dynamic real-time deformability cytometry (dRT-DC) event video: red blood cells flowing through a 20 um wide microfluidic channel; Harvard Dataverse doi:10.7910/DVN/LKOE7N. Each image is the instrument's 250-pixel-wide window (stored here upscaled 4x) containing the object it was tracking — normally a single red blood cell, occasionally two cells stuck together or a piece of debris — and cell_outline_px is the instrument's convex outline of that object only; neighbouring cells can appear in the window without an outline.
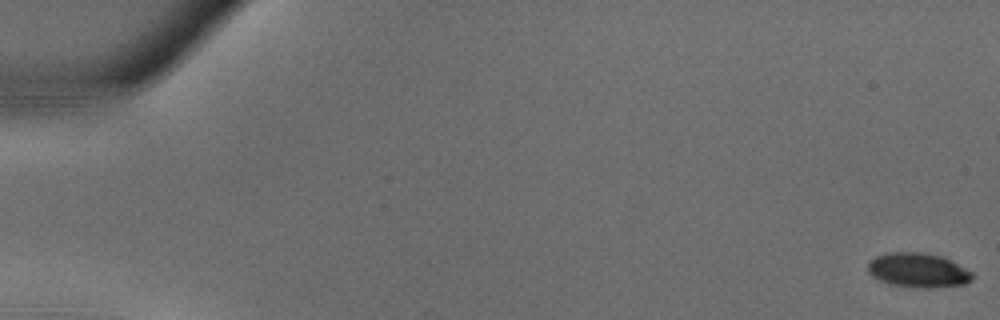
{"species": "common noctule bat (a hibernating species)", "species_latin": "Nyctalus noctula", "temperature_condition": "warm", "stored_images_in_passage": 36, "camera_frame_rate_fps": 3000, "um_per_image_px": 0.085, "animal": {"sex": "male", "body_mass_g": 18.8}, "frame": {"image": 1, "passage_image": 1, "time_ms": 0.0, "image_size_px": [1000, 320], "cell_outline_px": [[972, 280], [964, 284], [928, 288], [924, 288], [892, 284], [880, 280], [872, 276], [868, 272], [868, 260], [876, 256], [888, 252], [924, 252], [940, 256], [972, 272]], "centroid_in_image_um": [77.99, 22.96], "position_along_channel_um": 7.0, "area_um2": 20.69}}
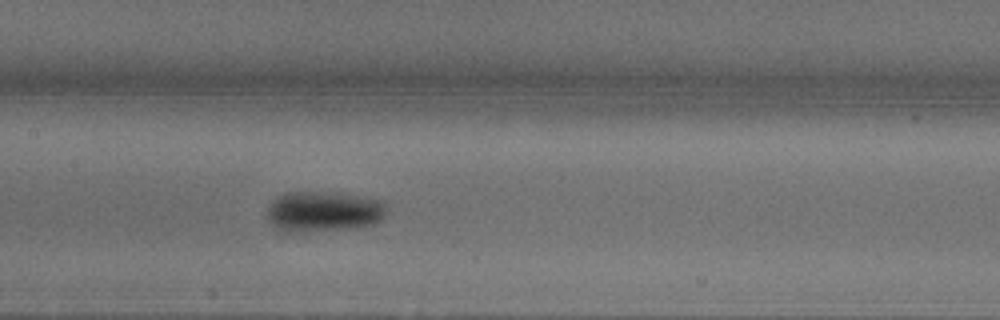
{"frame": {"image": 2, "passage_image": 19, "time_ms": 6.0, "image_size_px": [1000, 320], "cell_outline_px": [[388, 212], [380, 220], [372, 224], [340, 228], [280, 228], [272, 224], [268, 220], [268, 208], [272, 200], [288, 192], [328, 192], [360, 196], [384, 200]], "centroid_in_image_um": [27.59, 17.89], "position_along_channel_um": 179.8, "area_um2": 26.7}}
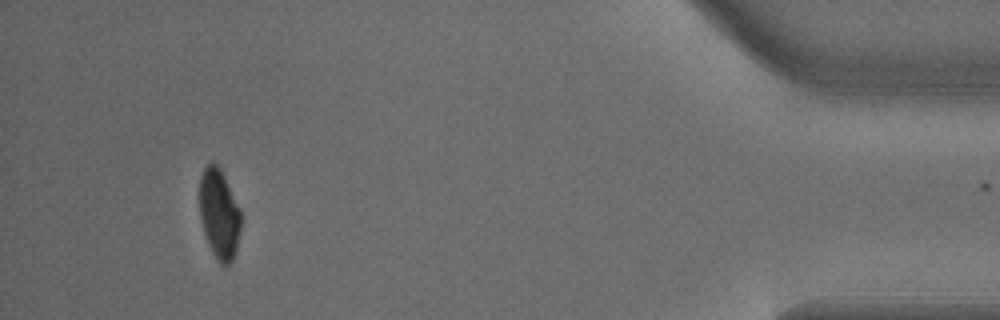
{"frame": {"image": 3, "passage_image": 35, "time_ms": 11.333, "image_size_px": [1000, 320], "cell_outline_px": [[240, 232], [236, 252], [232, 260], [224, 268], [216, 260], [208, 244], [200, 220], [200, 176], [204, 168], [212, 160], [220, 168], [240, 208]], "centroid_in_image_um": [18.63, 18.22], "position_along_channel_um": 416.6, "area_um2": 21.79}}